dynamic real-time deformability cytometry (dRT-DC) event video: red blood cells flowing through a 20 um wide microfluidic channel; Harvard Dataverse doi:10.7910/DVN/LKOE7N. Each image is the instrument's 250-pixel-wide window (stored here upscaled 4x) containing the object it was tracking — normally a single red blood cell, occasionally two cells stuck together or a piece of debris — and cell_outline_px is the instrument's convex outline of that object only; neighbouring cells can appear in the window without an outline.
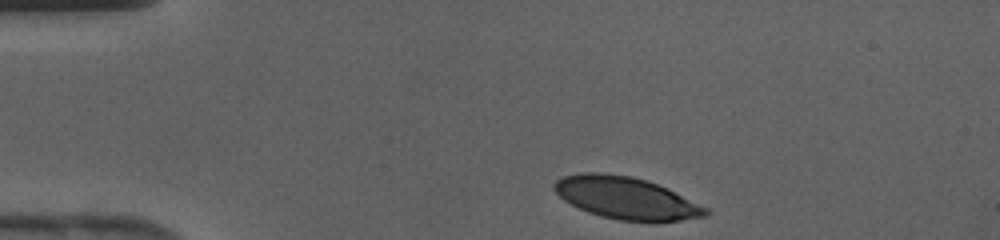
{"species": "human", "species_latin": "Homo sapiens", "temperature_condition": "cold", "stored_images_in_passage": 36, "camera_frame_rate_fps": 3000, "um_per_image_px": 0.085, "donor": {"sex": "female"}, "frame": {"image": 1, "passage_image": 1, "time_ms": 0.0, "image_size_px": [1000, 240], "cell_outline_px": [[712, 212], [708, 216], [680, 220], [620, 220], [600, 216], [588, 212], [564, 200], [552, 188], [552, 184], [556, 180], [564, 176], [580, 172], [600, 172], [632, 176], [668, 188], [708, 208]], "centroid_in_image_um": [53.21, 16.81], "position_along_channel_um": 31.8, "area_um2": 36.88}}
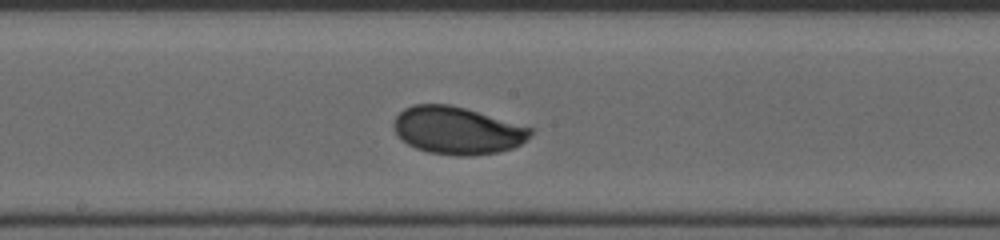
{"frame": {"image": 2, "passage_image": 16, "time_ms": 5.0, "image_size_px": [1000, 240], "cell_outline_px": [[532, 136], [520, 144], [512, 148], [500, 152], [472, 156], [456, 156], [428, 152], [416, 148], [408, 144], [396, 132], [392, 124], [396, 116], [404, 108], [412, 104], [448, 104], [464, 108], [532, 128]], "centroid_in_image_um": [38.86, 11.1], "position_along_channel_um": 209.3, "area_um2": 37.69}}
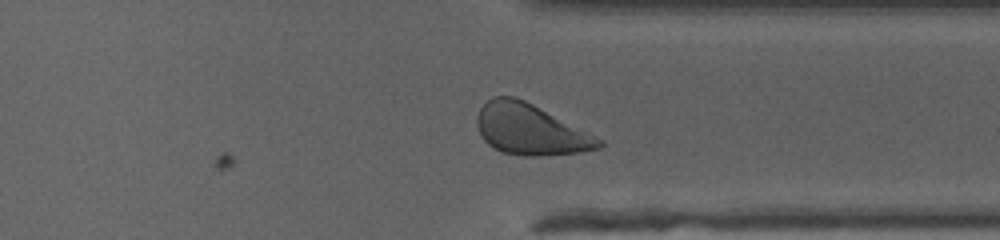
{"frame": {"image": 3, "passage_image": 26, "time_ms": 8.333, "image_size_px": [1000, 240], "cell_outline_px": [[604, 144], [600, 148], [580, 152], [540, 156], [520, 156], [500, 152], [492, 148], [480, 136], [476, 124], [476, 116], [480, 108], [492, 96], [516, 96], [604, 140]], "centroid_in_image_um": [45.04, 11.02], "position_along_channel_um": 366.4, "area_um2": 36.18}}